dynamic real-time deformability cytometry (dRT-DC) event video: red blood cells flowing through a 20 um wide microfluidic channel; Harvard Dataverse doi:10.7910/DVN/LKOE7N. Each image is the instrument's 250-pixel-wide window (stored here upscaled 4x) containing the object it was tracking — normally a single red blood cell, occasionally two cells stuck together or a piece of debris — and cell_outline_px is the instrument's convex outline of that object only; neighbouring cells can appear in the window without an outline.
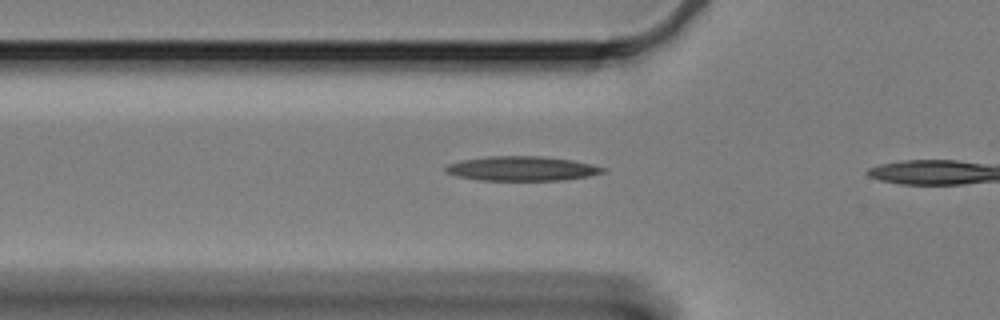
{"species": "Egyptian fruit bat (a non-hibernating species)", "species_latin": "Rousettus aegyptiacus", "temperature_condition": "cold", "stored_images_in_passage": 12, "camera_frame_rate_fps": 3000, "um_per_image_px": 0.085, "animal": {"sex": "female"}, "frame": {"image": 1, "passage_image": 6, "time_ms": 1.667, "image_size_px": [1000, 320], "cell_outline_px": [[608, 168], [604, 172], [588, 176], [564, 180], [476, 180], [456, 176], [444, 172], [444, 168], [448, 164], [460, 160], [488, 156], [544, 156], [572, 160], [592, 164]], "centroid_in_image_um": [44.34, 14.32], "position_along_channel_um": 81.5, "area_um2": 22.66}}
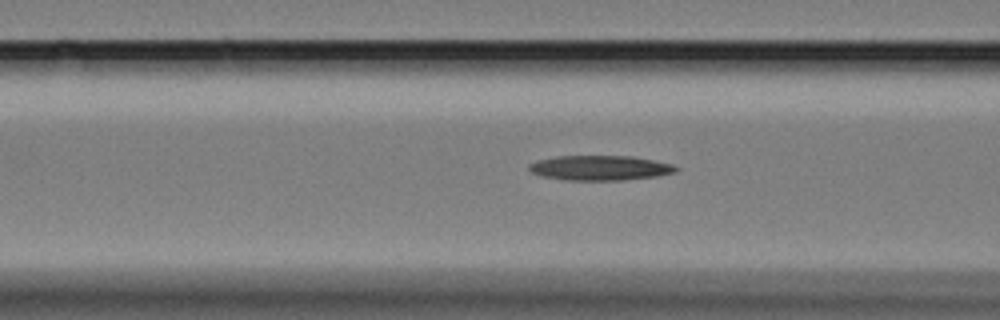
{"frame": {"image": 2, "passage_image": 9, "time_ms": 2.667, "image_size_px": [1000, 320], "cell_outline_px": [[680, 168], [676, 172], [656, 176], [624, 180], [564, 180], [544, 176], [532, 172], [528, 168], [528, 164], [540, 160], [556, 156], [632, 156], [672, 164]], "centroid_in_image_um": [51.03, 14.27], "position_along_channel_um": 115.6, "area_um2": 21.15}}